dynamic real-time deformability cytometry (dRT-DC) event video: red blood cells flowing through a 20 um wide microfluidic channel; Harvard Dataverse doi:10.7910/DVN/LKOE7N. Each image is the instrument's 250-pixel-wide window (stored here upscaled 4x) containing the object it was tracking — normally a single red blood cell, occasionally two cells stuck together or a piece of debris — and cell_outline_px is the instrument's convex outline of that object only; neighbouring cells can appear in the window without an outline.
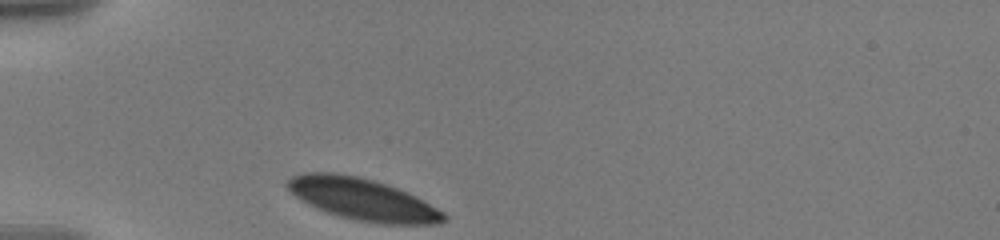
{"species": "human", "species_latin": "Homo sapiens", "temperature_condition": "warm", "stored_images_in_passage": 32, "camera_frame_rate_fps": 3000, "um_per_image_px": 0.085, "donor": {"sex": "male"}, "frame": {"image": 1, "passage_image": 1, "time_ms": 0.0, "image_size_px": [1000, 240], "cell_outline_px": [[448, 216], [440, 224], [380, 224], [356, 220], [340, 216], [316, 208], [308, 204], [296, 196], [284, 184], [292, 176], [304, 172], [336, 172], [360, 176], [408, 192], [416, 196], [444, 212]], "centroid_in_image_um": [30.82, 16.93], "position_along_channel_um": 54.2, "area_um2": 38.09}}
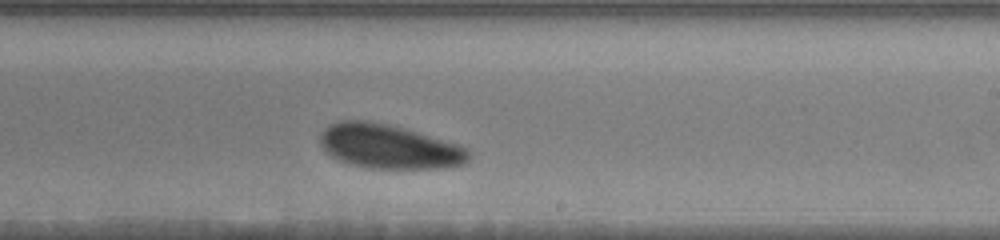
{"frame": {"image": 2, "passage_image": 19, "time_ms": 6.333, "image_size_px": [1000, 240], "cell_outline_px": [[472, 156], [464, 164], [444, 168], [368, 168], [348, 164], [332, 156], [320, 144], [320, 132], [332, 124], [340, 120], [368, 120], [388, 124], [404, 128], [460, 144], [468, 148]], "centroid_in_image_um": [33.11, 12.45], "position_along_channel_um": 255.9, "area_um2": 38.49}}
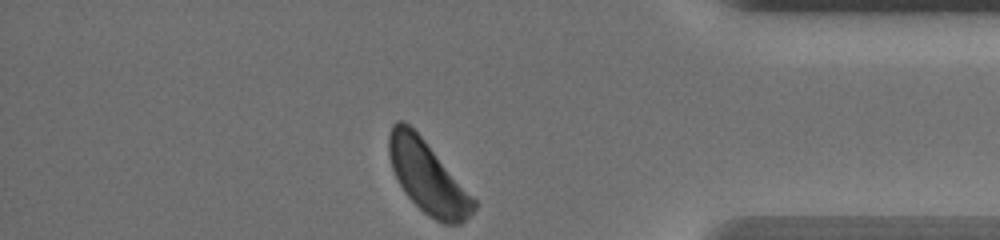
{"frame": {"image": 3, "passage_image": 32, "time_ms": 11.0, "image_size_px": [1000, 240], "cell_outline_px": [[476, 208], [460, 224], [444, 224], [428, 216], [404, 192], [392, 168], [388, 156], [388, 136], [392, 124], [396, 120], [404, 120], [424, 140], [476, 200]], "centroid_in_image_um": [36.32, 15.04], "position_along_channel_um": 398.9, "area_um2": 35.08}, "authors_computed_cell_mechanics": {"area_um2": 38.726, "velocity_mm_per_s": 3.4805, "shape_relaxation_time_tau1_ms": 2.7575, "shape_relaxation_time_tau2_ms": null, "deformation_change_tau1": 0.1009, "deformation_change_tau2": null}}